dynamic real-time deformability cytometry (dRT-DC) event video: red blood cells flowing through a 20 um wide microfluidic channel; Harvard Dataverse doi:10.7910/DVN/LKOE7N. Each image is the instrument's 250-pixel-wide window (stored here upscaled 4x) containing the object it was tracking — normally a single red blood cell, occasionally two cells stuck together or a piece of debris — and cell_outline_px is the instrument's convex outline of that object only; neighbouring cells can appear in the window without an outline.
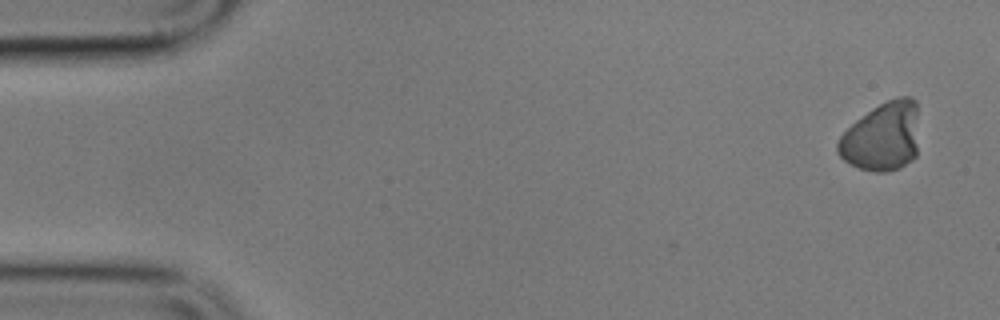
{"species": "common noctule bat (a hibernating species)", "species_latin": "Nyctalus noctula", "temperature_condition": "cold", "stored_images_in_passage": 3, "camera_frame_rate_fps": 3000, "um_per_image_px": 0.085, "animal": {"sex": "male", "body_mass_g": 17.9}, "frame": {"image": 1, "passage_image": 1, "time_ms": 0.0, "image_size_px": [1000, 320], "cell_outline_px": [[916, 156], [912, 160], [900, 168], [888, 172], [872, 172], [848, 164], [836, 152], [836, 144], [840, 136], [856, 120], [872, 108], [896, 96], [912, 96], [916, 100]], "centroid_in_image_um": [74.96, 11.63], "position_along_channel_um": 10.0, "area_um2": 32.6}}
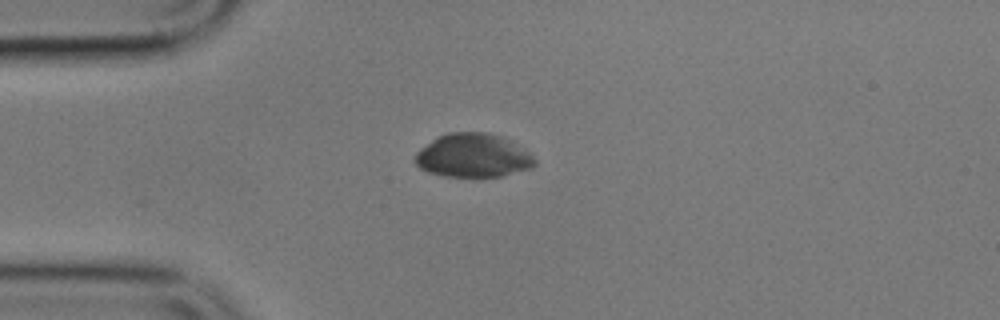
{"frame": {"image": 2, "passage_image": 3, "time_ms": 3.333, "image_size_px": [1000, 320], "cell_outline_px": [[536, 164], [532, 168], [500, 176], [444, 176], [428, 172], [420, 168], [412, 160], [416, 152], [420, 148], [436, 136], [448, 132], [488, 132], [500, 136], [524, 148], [536, 160]], "centroid_in_image_um": [40.17, 13.21], "position_along_channel_um": 44.8, "area_um2": 30.58}}